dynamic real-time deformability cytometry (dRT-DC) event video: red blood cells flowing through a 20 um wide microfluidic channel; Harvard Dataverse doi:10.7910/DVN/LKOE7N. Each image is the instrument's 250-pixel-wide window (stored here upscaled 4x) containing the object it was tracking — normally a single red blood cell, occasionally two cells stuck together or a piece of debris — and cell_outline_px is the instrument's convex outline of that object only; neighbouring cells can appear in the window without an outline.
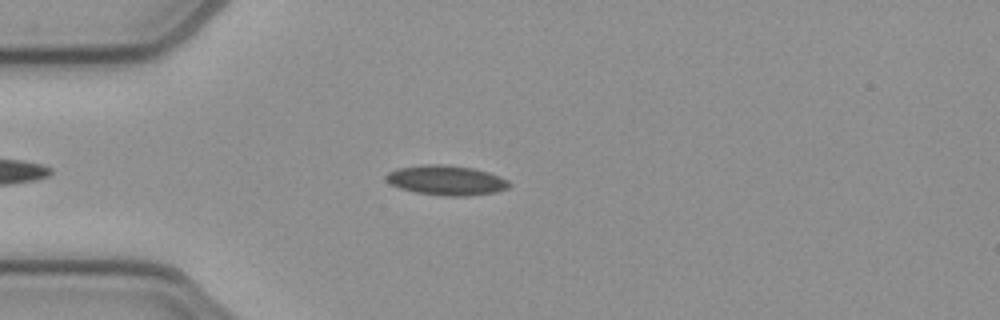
{"species": "common noctule bat (a hibernating species)", "species_latin": "Nyctalus noctula", "temperature_condition": "cold", "stored_images_in_passage": 44, "camera_frame_rate_fps": 3000, "um_per_image_px": 0.085, "animal": {"sex": "female", "body_mass_g": 21.9}, "frame": {"image": 1, "passage_image": 9, "time_ms": 2.667, "image_size_px": [1000, 320], "cell_outline_px": [[512, 184], [508, 188], [496, 192], [468, 196], [444, 196], [416, 192], [400, 188], [388, 184], [384, 180], [384, 176], [388, 172], [396, 168], [424, 164], [444, 164], [476, 168], [500, 176], [508, 180]], "centroid_in_image_um": [37.92, 15.31], "position_along_channel_um": 47.1, "area_um2": 21.79}}
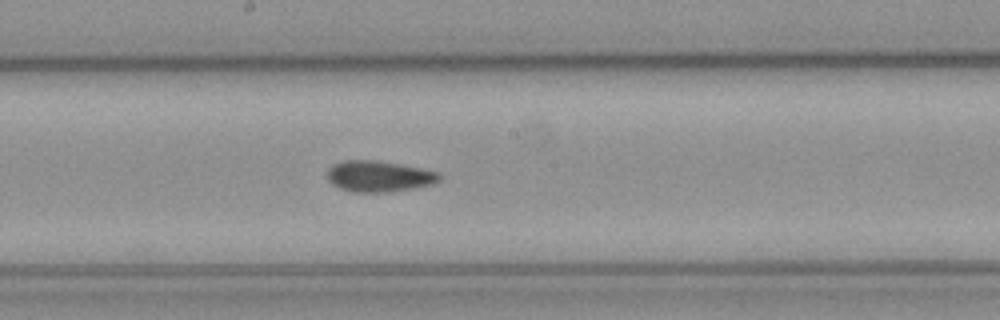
{"frame": {"image": 2, "passage_image": 23, "time_ms": 7.333, "image_size_px": [1000, 320], "cell_outline_px": [[440, 180], [432, 184], [412, 188], [388, 192], [352, 192], [340, 188], [332, 184], [328, 180], [328, 168], [332, 164], [344, 160], [376, 160], [420, 168], [440, 172]], "centroid_in_image_um": [32.18, 14.98], "position_along_channel_um": 216.0, "area_um2": 20.23}}
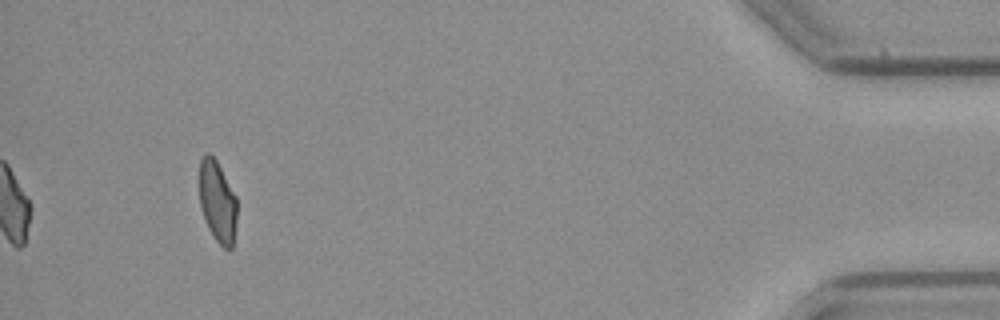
{"frame": {"image": 3, "passage_image": 44, "time_ms": 14.333, "image_size_px": [1000, 320], "cell_outline_px": [[236, 220], [232, 248], [224, 248], [216, 240], [208, 228], [200, 204], [200, 160], [204, 152], [208, 152], [216, 160], [236, 196]], "centroid_in_image_um": [18.48, 17.11], "position_along_channel_um": 416.7, "area_um2": 17.57}, "authors_computed_cell_mechanics": {"area_um2": 19.9988, "velocity_mm_per_s": 3.929, "shape_relaxation_time_tau1_ms": null, "shape_relaxation_time_tau2_ms": 3.4597, "deformation_change_tau1": null, "deformation_change_tau2": 0.086}}